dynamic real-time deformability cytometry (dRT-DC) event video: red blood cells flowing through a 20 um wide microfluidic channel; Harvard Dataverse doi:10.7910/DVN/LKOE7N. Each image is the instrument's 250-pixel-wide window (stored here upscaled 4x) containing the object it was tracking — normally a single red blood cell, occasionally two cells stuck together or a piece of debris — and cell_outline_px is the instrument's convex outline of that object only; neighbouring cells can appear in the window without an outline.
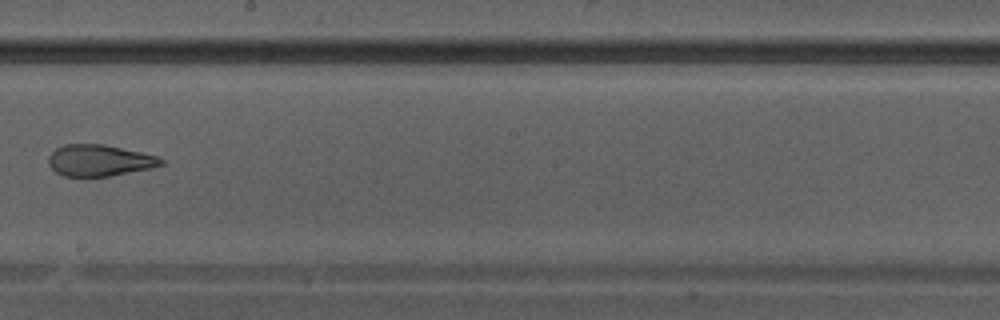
{"species": "Egyptian fruit bat (a non-hibernating species)", "species_latin": "Rousettus aegyptiacus", "temperature_condition": "warm", "stored_images_in_passage": 39, "camera_frame_rate_fps": 3000, "um_per_image_px": 0.085, "animal": {"sex": "male"}, "frame": {"image": 1, "passage_image": 23, "time_ms": 7.333, "image_size_px": [1000, 320], "cell_outline_px": [[164, 164], [152, 168], [108, 176], [64, 176], [56, 172], [48, 164], [48, 156], [56, 148], [64, 144], [104, 144], [140, 152], [156, 156], [164, 160]], "centroid_in_image_um": [8.43, 13.63], "position_along_channel_um": 239.8, "area_um2": 20.52}}